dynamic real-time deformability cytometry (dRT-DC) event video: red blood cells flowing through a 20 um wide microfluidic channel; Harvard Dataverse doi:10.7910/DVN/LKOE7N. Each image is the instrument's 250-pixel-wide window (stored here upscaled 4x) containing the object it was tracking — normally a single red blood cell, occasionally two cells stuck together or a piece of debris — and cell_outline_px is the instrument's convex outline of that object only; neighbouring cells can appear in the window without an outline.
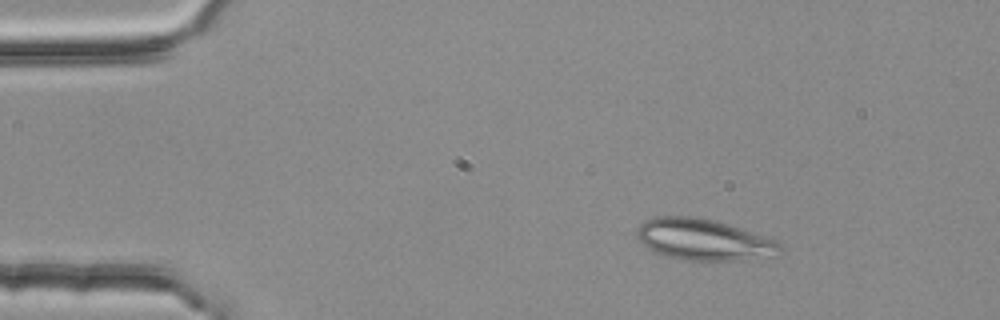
{"species": "common noctule bat (a hibernating species)", "species_latin": "Nyctalus noctula", "temperature_condition": "room temperature", "stored_images_in_passage": 3, "camera_frame_rate_fps": 3000, "um_per_image_px": 0.085, "animal": {"sex": "female", "body_mass_g": 25.1}, "frame": {"image": 1, "passage_image": 1, "time_ms": 0.0, "image_size_px": [1000, 320], "cell_outline_px": [[784, 252], [776, 256], [744, 260], [692, 260], [664, 256], [656, 252], [644, 244], [636, 236], [636, 232], [640, 224], [644, 220], [656, 216], [692, 216], [716, 220], [776, 240], [780, 244]], "centroid_in_image_um": [59.85, 20.36], "position_along_channel_um": 25.2, "area_um2": 34.51}}